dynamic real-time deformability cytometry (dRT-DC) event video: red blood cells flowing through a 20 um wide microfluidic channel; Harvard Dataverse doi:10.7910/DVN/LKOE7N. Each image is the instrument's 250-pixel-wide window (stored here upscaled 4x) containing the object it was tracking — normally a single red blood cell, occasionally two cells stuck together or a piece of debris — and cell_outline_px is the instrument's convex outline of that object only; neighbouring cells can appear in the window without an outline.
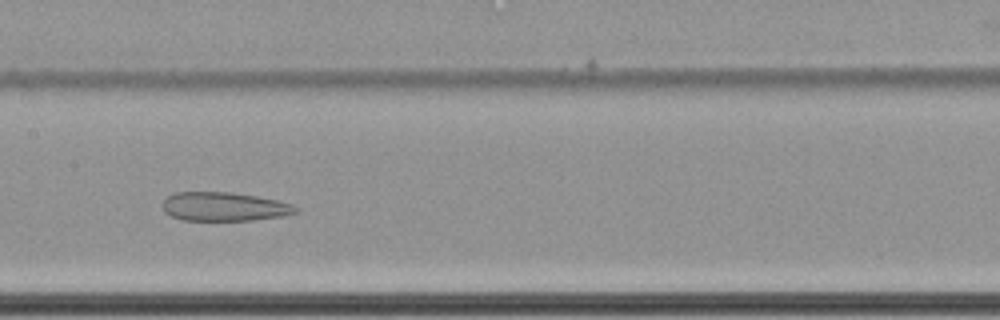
{"species": "common noctule bat (a hibernating species)", "species_latin": "Nyctalus noctula", "temperature_condition": "cold", "stored_images_in_passage": 65, "camera_frame_rate_fps": 3000, "um_per_image_px": 0.085, "animal": {"sex": "female", "body_mass_g": 22.7, "forearm_length_mm": 54.2}, "frame": {"image": 1, "passage_image": 36, "time_ms": 11.667, "image_size_px": [1000, 320], "cell_outline_px": [[296, 212], [284, 216], [252, 220], [184, 220], [172, 216], [164, 212], [160, 204], [168, 196], [176, 192], [232, 192], [256, 196], [276, 200], [292, 204], [296, 208]], "centroid_in_image_um": [19.01, 17.56], "position_along_channel_um": 188.4, "area_um2": 22.31}}
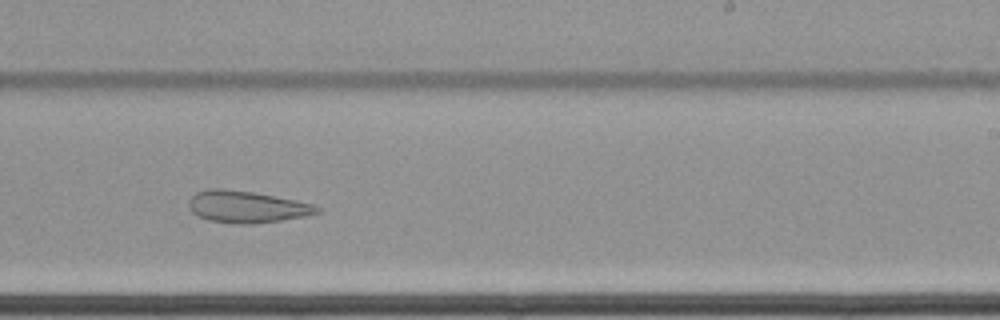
{"frame": {"image": 2, "passage_image": 43, "time_ms": 14.0, "image_size_px": [1000, 320], "cell_outline_px": [[320, 212], [308, 216], [252, 224], [244, 224], [208, 220], [196, 216], [188, 208], [188, 200], [196, 192], [208, 188], [224, 188], [252, 192], [296, 200], [312, 204], [320, 208]], "centroid_in_image_um": [20.93, 17.57], "position_along_channel_um": 268.1, "area_um2": 23.87}}
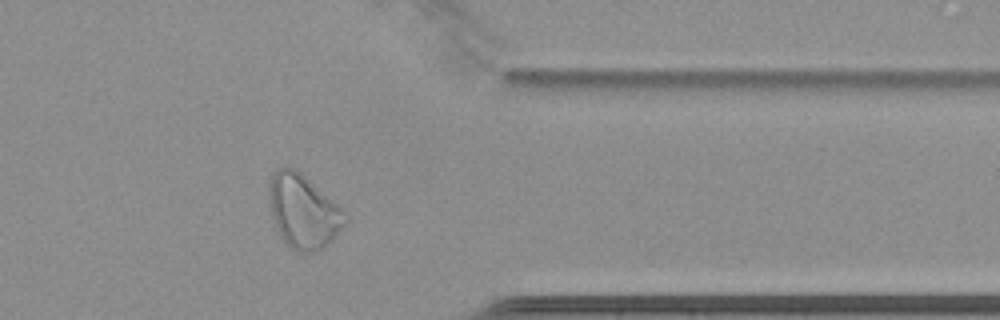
{"frame": {"image": 3, "passage_image": 54, "time_ms": 17.667, "image_size_px": [1000, 320], "cell_outline_px": [[348, 220], [332, 240], [316, 252], [300, 252], [292, 248], [280, 236], [276, 228], [268, 200], [268, 184], [272, 172], [276, 168], [284, 164], [292, 168], [304, 176], [336, 204], [348, 216]], "centroid_in_image_um": [25.73, 17.94], "position_along_channel_um": 385.7, "area_um2": 32.37}}